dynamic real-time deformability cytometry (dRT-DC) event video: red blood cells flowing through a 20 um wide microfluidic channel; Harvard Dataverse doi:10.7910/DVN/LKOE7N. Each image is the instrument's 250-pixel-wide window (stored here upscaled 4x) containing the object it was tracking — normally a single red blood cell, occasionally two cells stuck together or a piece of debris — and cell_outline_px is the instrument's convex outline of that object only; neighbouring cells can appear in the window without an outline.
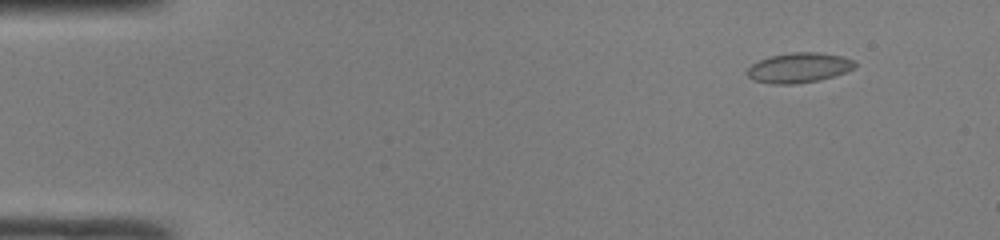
{"species": "common noctule bat (a hibernating species)", "species_latin": "Nyctalus noctula", "temperature_condition": "room temperature", "stored_images_in_passage": 50, "camera_frame_rate_fps": 3000, "um_per_image_px": 0.085, "animal": {"sex": "male", "body_mass_g": 19.0, "forearm_length_mm": 50.8}, "frame": {"image": 1, "passage_image": 5, "time_ms": 1.333, "image_size_px": [1000, 240], "cell_outline_px": [[856, 64], [852, 68], [844, 72], [820, 80], [796, 84], [772, 84], [752, 80], [748, 76], [748, 68], [752, 64], [760, 60], [772, 56], [792, 52], [816, 52], [844, 56], [856, 60]], "centroid_in_image_um": [67.92, 5.76], "position_along_channel_um": 17.1, "area_um2": 18.73}}
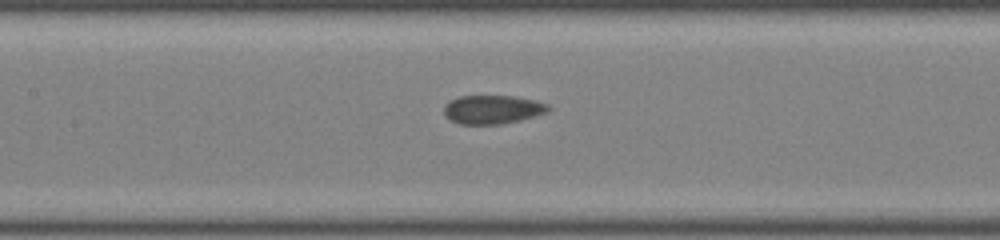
{"frame": {"image": 2, "passage_image": 24, "time_ms": 7.667, "image_size_px": [1000, 240], "cell_outline_px": [[552, 108], [548, 112], [500, 124], [460, 124], [444, 116], [444, 104], [448, 100], [460, 96], [512, 96], [536, 100], [548, 104]], "centroid_in_image_um": [41.84, 9.29], "position_along_channel_um": 165.6, "area_um2": 17.4}}
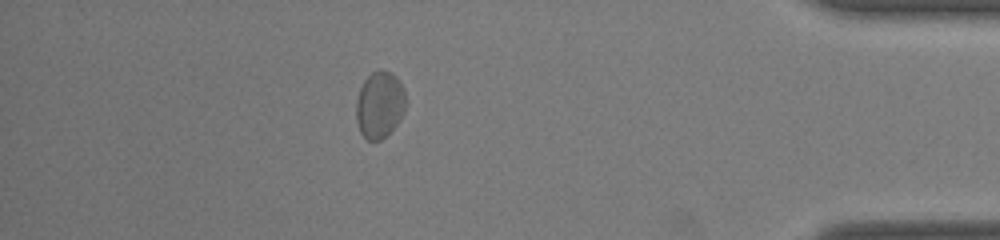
{"frame": {"image": 3, "passage_image": 44, "time_ms": 14.333, "image_size_px": [1000, 240], "cell_outline_px": [[404, 112], [400, 120], [380, 140], [368, 140], [360, 132], [356, 120], [356, 100], [360, 88], [364, 80], [372, 72], [380, 68], [392, 72], [396, 76], [404, 88]], "centroid_in_image_um": [32.25, 8.86], "position_along_channel_um": 402.9, "area_um2": 19.25}, "authors_computed_cell_mechanics": {"area_um2": 18.207, "velocity_mm_per_s": 4.1465, "shape_relaxation_time_tau1_ms": 3.9464, "shape_relaxation_time_tau2_ms": null, "deformation_change_tau1": 0.095, "deformation_change_tau2": null}}